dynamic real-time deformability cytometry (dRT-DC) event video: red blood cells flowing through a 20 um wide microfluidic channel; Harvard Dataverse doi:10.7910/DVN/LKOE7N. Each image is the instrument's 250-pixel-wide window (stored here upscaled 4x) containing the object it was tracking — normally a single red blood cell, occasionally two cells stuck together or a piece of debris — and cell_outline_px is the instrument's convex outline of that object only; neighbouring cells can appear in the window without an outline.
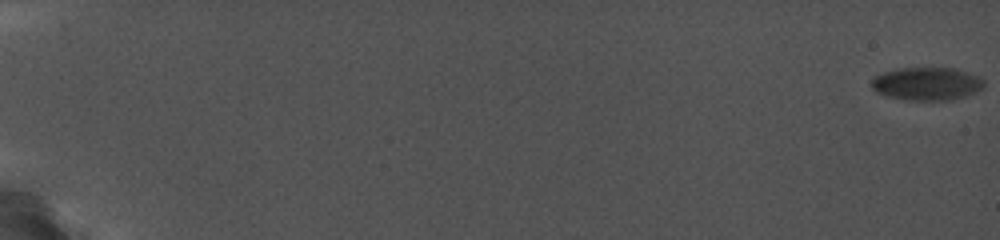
{"species": "common noctule bat (a hibernating species)", "species_latin": "Nyctalus noctula", "temperature_condition": "cold", "stored_images_in_passage": 55, "camera_frame_rate_fps": 5000, "um_per_image_px": 0.085, "animal": {"sex": "female", "body_mass_g": 19.0, "forearm_length_mm": 56.7}, "frame": {"image": 1, "passage_image": 1, "time_ms": 0.0, "image_size_px": [1000, 240], "cell_outline_px": [[984, 88], [976, 92], [952, 100], [904, 100], [888, 96], [876, 92], [872, 88], [872, 76], [884, 72], [900, 68], [956, 68], [976, 76], [984, 80]], "centroid_in_image_um": [78.77, 7.12], "position_along_channel_um": 6.2, "area_um2": 21.68}}
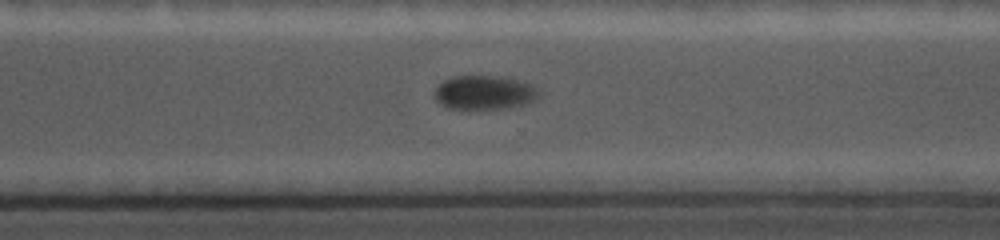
{"frame": {"image": 2, "passage_image": 46, "time_ms": 15.0, "image_size_px": [1000, 240], "cell_outline_px": [[532, 100], [508, 108], [448, 108], [440, 104], [436, 100], [436, 88], [444, 80], [456, 76], [488, 76], [512, 80], [528, 88], [532, 92]], "centroid_in_image_um": [40.92, 7.88], "position_along_channel_um": 329.7, "area_um2": 18.9}}
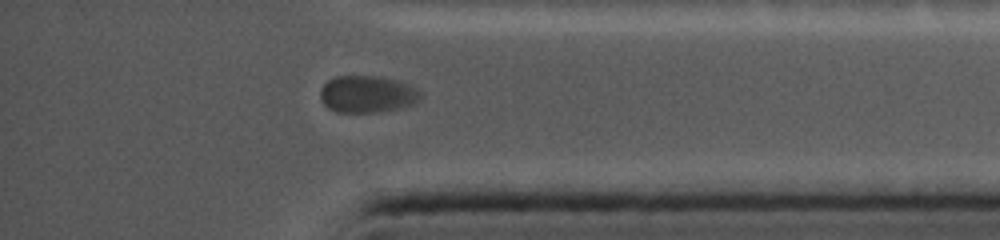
{"frame": {"image": 3, "passage_image": 51, "time_ms": 17.0, "image_size_px": [1000, 240], "cell_outline_px": [[412, 92], [408, 100], [404, 104], [396, 108], [376, 112], [336, 112], [324, 100], [320, 92], [324, 84], [340, 76], [372, 76], [392, 80], [408, 88]], "centroid_in_image_um": [30.96, 8.0], "position_along_channel_um": 404.2, "area_um2": 19.13}}